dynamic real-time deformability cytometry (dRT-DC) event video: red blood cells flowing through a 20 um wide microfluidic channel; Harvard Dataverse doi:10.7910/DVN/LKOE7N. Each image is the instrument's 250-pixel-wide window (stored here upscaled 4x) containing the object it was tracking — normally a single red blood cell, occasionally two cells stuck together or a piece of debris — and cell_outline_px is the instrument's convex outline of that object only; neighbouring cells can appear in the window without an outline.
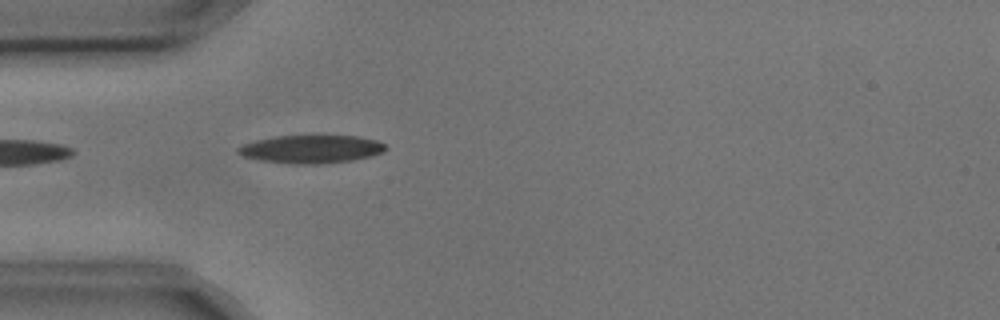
{"species": "common noctule bat (a hibernating species)", "species_latin": "Nyctalus noctula", "temperature_condition": "cold", "stored_images_in_passage": 4, "camera_frame_rate_fps": 3000, "um_per_image_px": 0.085, "animal": {"sex": "male", "body_mass_g": 17.9, "forearm_length_mm": 54.2}, "frame": {"image": 1, "passage_image": 4, "time_ms": 1.0, "image_size_px": [1000, 320], "cell_outline_px": [[388, 148], [384, 152], [372, 156], [352, 160], [320, 164], [288, 164], [260, 160], [240, 156], [236, 152], [236, 148], [244, 144], [256, 140], [276, 136], [312, 132], [360, 136], [376, 140], [384, 144]], "centroid_in_image_um": [26.46, 12.62], "position_along_channel_um": 58.5, "area_um2": 25.55}}